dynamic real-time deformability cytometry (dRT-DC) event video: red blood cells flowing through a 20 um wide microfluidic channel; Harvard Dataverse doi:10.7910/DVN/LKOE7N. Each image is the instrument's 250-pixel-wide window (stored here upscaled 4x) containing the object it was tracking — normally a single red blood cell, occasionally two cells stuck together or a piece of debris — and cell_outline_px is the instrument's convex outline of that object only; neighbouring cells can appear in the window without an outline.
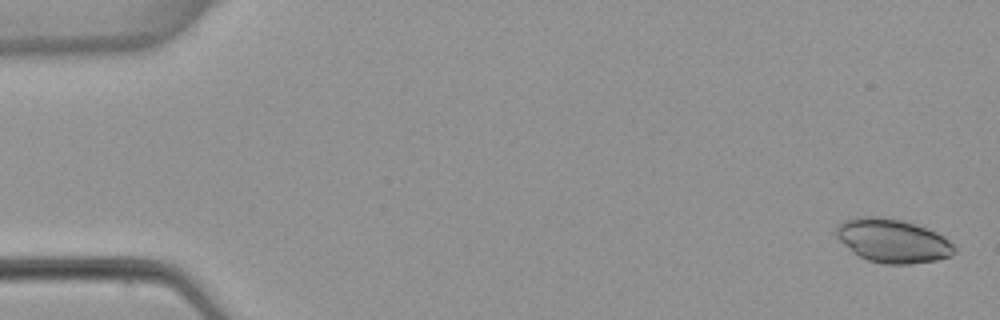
{"species": "common noctule bat (a hibernating species)", "species_latin": "Nyctalus noctula", "temperature_condition": "warm", "stored_images_in_passage": 4, "camera_frame_rate_fps": 3000, "um_per_image_px": 0.085, "animal": {"sex": "female", "body_mass_g": 22.7, "forearm_length_mm": 54.2}, "frame": {"image": 1, "passage_image": 1, "time_ms": 0.0, "image_size_px": [1000, 320], "cell_outline_px": [[956, 252], [952, 256], [936, 260], [908, 264], [884, 264], [868, 260], [852, 252], [836, 236], [836, 224], [844, 220], [856, 216], [880, 216], [900, 220], [916, 224], [936, 232], [944, 236], [956, 248]], "centroid_in_image_um": [75.87, 20.45], "position_along_channel_um": 9.1, "area_um2": 30.23}}
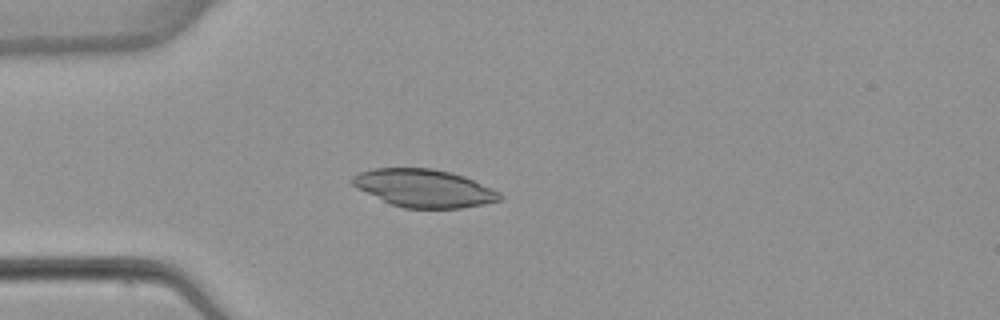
{"frame": {"image": 2, "passage_image": 4, "time_ms": 4.333, "image_size_px": [1000, 320], "cell_outline_px": [[504, 196], [500, 200], [484, 204], [460, 208], [404, 208], [392, 204], [356, 188], [348, 180], [352, 176], [360, 172], [372, 168], [432, 168], [452, 172], [464, 176], [492, 188], [500, 192]], "centroid_in_image_um": [36.03, 15.99], "position_along_channel_um": 49.0, "area_um2": 32.6}}